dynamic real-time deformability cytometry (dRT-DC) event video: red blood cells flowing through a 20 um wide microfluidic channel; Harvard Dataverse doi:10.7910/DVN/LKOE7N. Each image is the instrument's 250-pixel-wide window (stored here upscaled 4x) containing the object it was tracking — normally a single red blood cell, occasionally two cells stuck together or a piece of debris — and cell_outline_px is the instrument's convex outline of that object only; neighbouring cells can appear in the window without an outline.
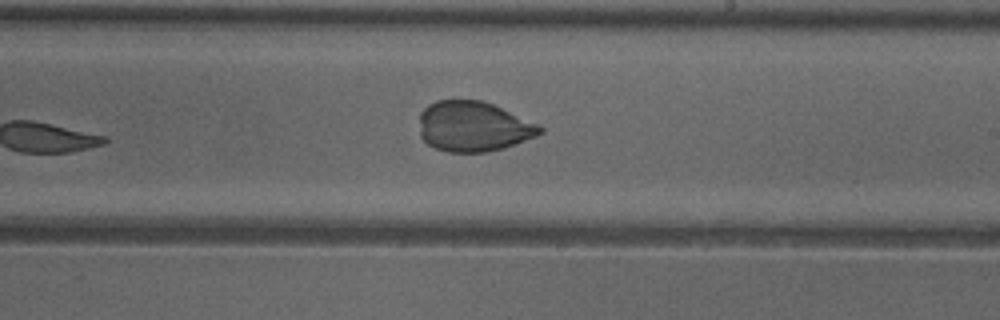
{"species": "common noctule bat (a hibernating species)", "species_latin": "Nyctalus noctula", "temperature_condition": "cold", "stored_images_in_passage": 9, "camera_frame_rate_fps": 3000, "um_per_image_px": 0.085, "animal": {"sex": "female"}, "frame": {"image": 1, "passage_image": 9, "time_ms": 10.333, "image_size_px": [1000, 320], "cell_outline_px": [[544, 132], [536, 136], [504, 148], [488, 152], [448, 152], [436, 148], [428, 144], [420, 136], [420, 112], [428, 104], [436, 100], [480, 100], [492, 104], [540, 124], [544, 128]], "centroid_in_image_um": [40.25, 10.75], "position_along_channel_um": 248.8, "area_um2": 35.43}}